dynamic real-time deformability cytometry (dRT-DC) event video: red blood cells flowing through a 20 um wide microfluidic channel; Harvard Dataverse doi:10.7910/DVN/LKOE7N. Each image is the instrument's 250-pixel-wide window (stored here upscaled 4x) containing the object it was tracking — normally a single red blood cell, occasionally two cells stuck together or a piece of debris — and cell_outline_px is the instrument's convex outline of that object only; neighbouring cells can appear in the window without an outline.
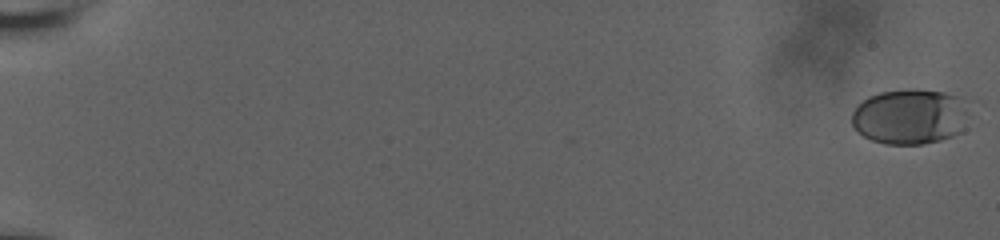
{"species": "human", "species_latin": "Homo sapiens", "temperature_condition": "room temperature", "stored_images_in_passage": 60, "camera_frame_rate_fps": 3000, "um_per_image_px": 0.085, "donor": {"sex": "male"}, "frame": {"image": 1, "passage_image": 1, "time_ms": 0.0, "image_size_px": [1000, 240], "cell_outline_px": [[964, 128], [960, 132], [952, 136], [940, 140], [920, 144], [884, 144], [872, 140], [864, 136], [852, 124], [852, 112], [868, 96], [880, 92], [912, 88], [944, 92], [956, 96]], "centroid_in_image_um": [77.21, 9.92], "position_along_channel_um": 7.8, "area_um2": 36.59}}
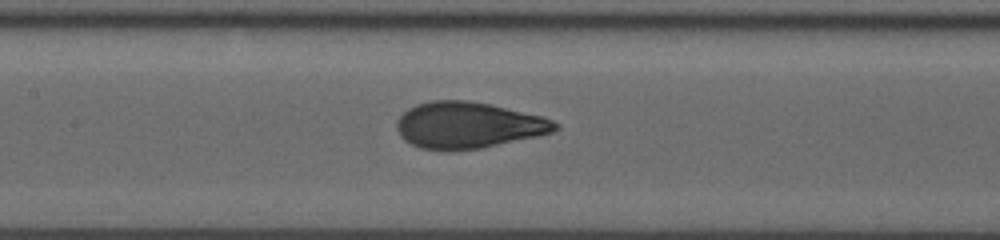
{"frame": {"image": 2, "passage_image": 32, "time_ms": 10.333, "image_size_px": [1000, 240], "cell_outline_px": [[560, 128], [552, 132], [536, 136], [480, 148], [452, 152], [448, 152], [420, 148], [404, 140], [400, 136], [396, 128], [396, 120], [408, 108], [416, 104], [432, 100], [468, 100], [488, 104], [540, 116], [552, 120], [560, 124]], "centroid_in_image_um": [39.73, 10.65], "position_along_channel_um": 167.7, "area_um2": 42.83}}
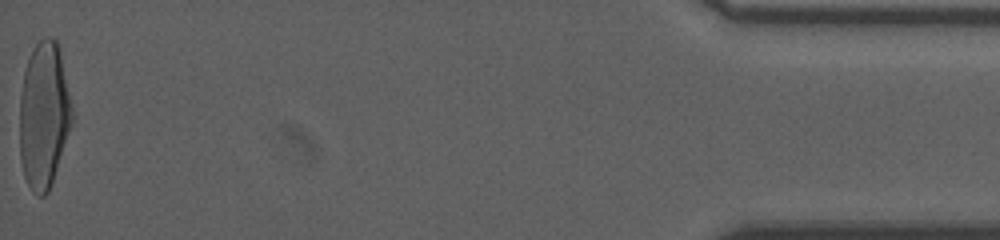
{"frame": {"image": 3, "passage_image": 60, "time_ms": 19.667, "image_size_px": [1000, 240], "cell_outline_px": [[72, 124], [52, 184], [48, 192], [44, 196], [36, 196], [32, 192], [24, 176], [20, 156], [20, 96], [24, 72], [32, 48], [44, 36], [52, 36], [56, 40], [60, 52], [72, 108]], "centroid_in_image_um": [3.72, 9.81], "position_along_channel_um": 431.5, "area_um2": 44.68}, "authors_computed_cell_mechanics": {"area_um2": 41.9917, "velocity_mm_per_s": 3.7494, "shape_relaxation_time_tau1_ms": 4.3838, "shape_relaxation_time_tau2_ms": null, "deformation_change_tau1": 0.2029, "deformation_change_tau2": null}}